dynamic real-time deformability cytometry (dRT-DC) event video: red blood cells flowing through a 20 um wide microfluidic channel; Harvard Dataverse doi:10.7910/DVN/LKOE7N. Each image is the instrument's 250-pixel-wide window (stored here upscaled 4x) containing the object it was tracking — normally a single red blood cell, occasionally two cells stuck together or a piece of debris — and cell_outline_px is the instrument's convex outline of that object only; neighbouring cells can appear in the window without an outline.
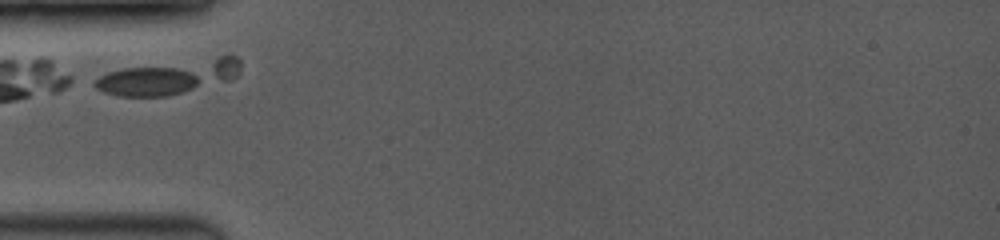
{"species": "common noctule bat (a hibernating species)", "species_latin": "Nyctalus noctula", "temperature_condition": "room temperature", "stored_images_in_passage": 13, "camera_frame_rate_fps": 3500, "um_per_image_px": 0.085, "animal": {"sex": "female", "body_mass_g": 19.0, "forearm_length_mm": 53.3}, "frame": {"image": 1, "passage_image": 1, "time_ms": 0.0, "image_size_px": [1000, 240], "cell_outline_px": [[240, 72], [232, 80], [164, 96], [120, 96], [104, 92], [96, 88], [92, 84], [100, 76], [108, 72], [124, 68], [232, 52], [240, 60]], "centroid_in_image_um": [14.46, 6.48], "position_along_channel_um": 70.5, "area_um2": 29.65}}